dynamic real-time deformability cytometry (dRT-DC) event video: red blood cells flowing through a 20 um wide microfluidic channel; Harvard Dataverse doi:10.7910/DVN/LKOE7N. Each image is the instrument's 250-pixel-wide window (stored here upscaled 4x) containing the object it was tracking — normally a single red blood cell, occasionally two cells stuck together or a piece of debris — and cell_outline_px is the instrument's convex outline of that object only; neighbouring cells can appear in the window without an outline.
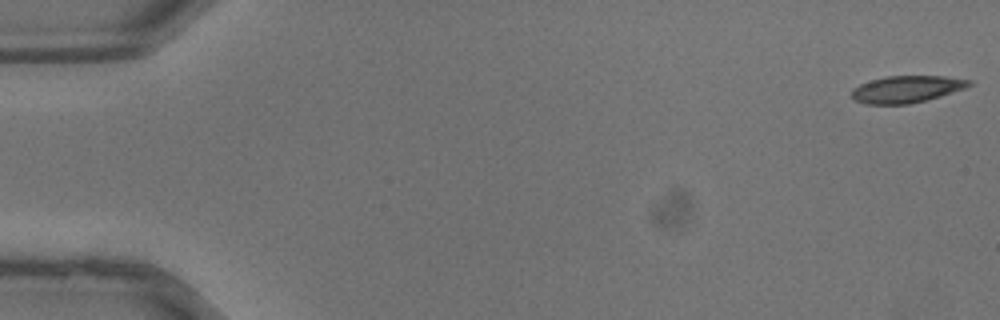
{"species": "common noctule bat (a hibernating species)", "species_latin": "Nyctalus noctula", "temperature_condition": "warm", "stored_images_in_passage": 37, "camera_frame_rate_fps": 3000, "um_per_image_px": 0.085, "animal": {"sex": "male", "body_mass_g": 13.3}, "frame": {"image": 1, "passage_image": 1, "time_ms": 0.0, "image_size_px": [1000, 320], "cell_outline_px": [[972, 84], [964, 88], [940, 96], [908, 104], [864, 104], [856, 100], [852, 96], [852, 88], [860, 84], [884, 76], [944, 76], [972, 80]], "centroid_in_image_um": [77.05, 7.57], "position_along_channel_um": 8.0, "area_um2": 18.26}}
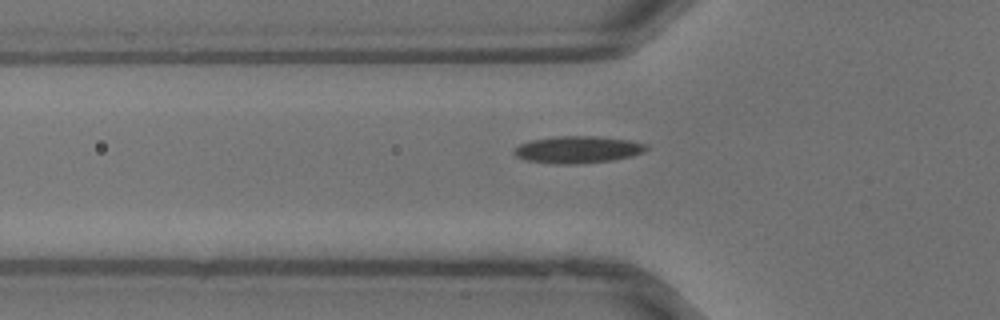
{"frame": {"image": 2, "passage_image": 13, "time_ms": 4.0, "image_size_px": [1000, 320], "cell_outline_px": [[648, 148], [644, 152], [632, 156], [612, 160], [576, 164], [556, 164], [524, 160], [516, 156], [512, 152], [520, 144], [532, 140], [552, 136], [592, 136], [632, 140], [648, 144]], "centroid_in_image_um": [49.12, 12.71], "position_along_channel_um": 76.7, "area_um2": 20.98}}
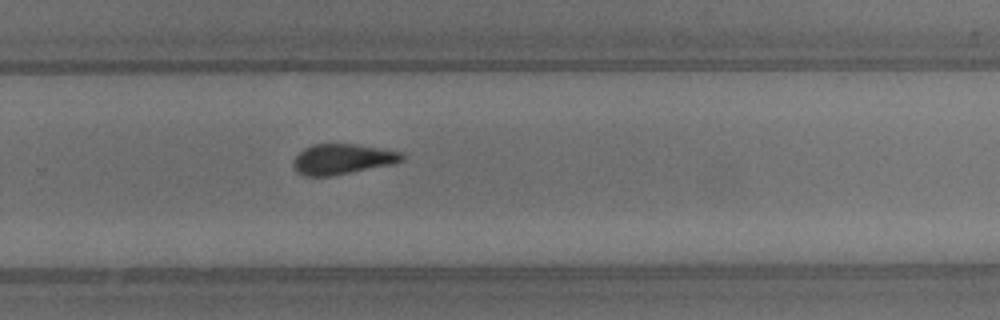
{"frame": {"image": 3, "passage_image": 25, "time_ms": 8.0, "image_size_px": [1000, 320], "cell_outline_px": [[408, 156], [404, 160], [396, 164], [332, 176], [304, 176], [296, 172], [292, 168], [292, 160], [304, 148], [312, 144], [356, 144], [380, 148], [400, 152]], "centroid_in_image_um": [29.12, 13.54], "position_along_channel_um": 300.7, "area_um2": 19.65}}